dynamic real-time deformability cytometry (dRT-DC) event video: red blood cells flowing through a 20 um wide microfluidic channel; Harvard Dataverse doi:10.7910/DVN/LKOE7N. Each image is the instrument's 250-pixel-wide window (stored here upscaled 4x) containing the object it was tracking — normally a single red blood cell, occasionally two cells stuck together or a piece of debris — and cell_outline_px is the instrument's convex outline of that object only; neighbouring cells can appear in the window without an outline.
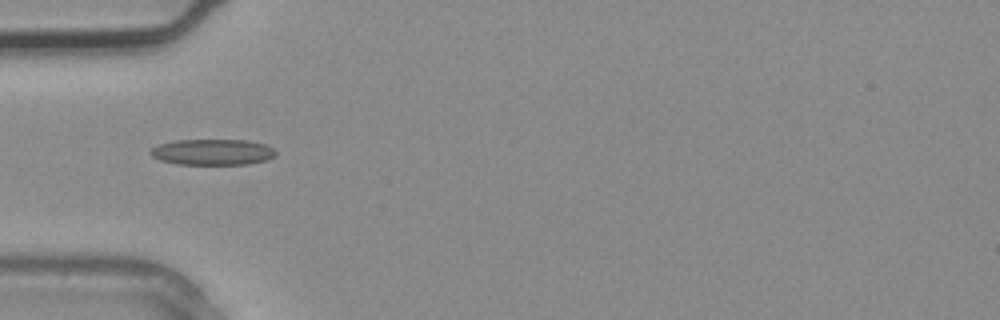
{"species": "common noctule bat (a hibernating species)", "species_latin": "Nyctalus noctula", "temperature_condition": "warm", "stored_images_in_passage": 3, "camera_frame_rate_fps": 3000, "um_per_image_px": 0.085, "animal": {"sex": "male", "body_mass_g": 20.4}, "frame": {"image": 1, "passage_image": 3, "time_ms": 0.667, "image_size_px": [1000, 320], "cell_outline_px": [[276, 156], [268, 160], [248, 164], [176, 164], [160, 160], [152, 156], [148, 152], [152, 148], [160, 144], [176, 140], [248, 140], [264, 144], [272, 148], [276, 152]], "centroid_in_image_um": [18.08, 12.93], "position_along_channel_um": 66.9, "area_um2": 18.96}}